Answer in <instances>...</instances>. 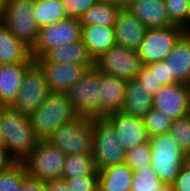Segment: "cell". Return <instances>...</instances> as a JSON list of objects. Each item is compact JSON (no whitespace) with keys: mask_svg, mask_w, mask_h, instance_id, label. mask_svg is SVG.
Listing matches in <instances>:
<instances>
[{"mask_svg":"<svg viewBox=\"0 0 190 191\" xmlns=\"http://www.w3.org/2000/svg\"><path fill=\"white\" fill-rule=\"evenodd\" d=\"M0 134L9 154L22 162L39 142L29 115L11 106H0Z\"/></svg>","mask_w":190,"mask_h":191,"instance_id":"obj_1","label":"cell"},{"mask_svg":"<svg viewBox=\"0 0 190 191\" xmlns=\"http://www.w3.org/2000/svg\"><path fill=\"white\" fill-rule=\"evenodd\" d=\"M77 116L65 93H51L45 102L29 115L39 141H47L61 124Z\"/></svg>","mask_w":190,"mask_h":191,"instance_id":"obj_2","label":"cell"},{"mask_svg":"<svg viewBox=\"0 0 190 191\" xmlns=\"http://www.w3.org/2000/svg\"><path fill=\"white\" fill-rule=\"evenodd\" d=\"M34 9L35 0H7L0 9V21L30 49L36 43L40 30Z\"/></svg>","mask_w":190,"mask_h":191,"instance_id":"obj_3","label":"cell"},{"mask_svg":"<svg viewBox=\"0 0 190 191\" xmlns=\"http://www.w3.org/2000/svg\"><path fill=\"white\" fill-rule=\"evenodd\" d=\"M47 141L65 155L92 154L93 119L77 116L61 124Z\"/></svg>","mask_w":190,"mask_h":191,"instance_id":"obj_4","label":"cell"},{"mask_svg":"<svg viewBox=\"0 0 190 191\" xmlns=\"http://www.w3.org/2000/svg\"><path fill=\"white\" fill-rule=\"evenodd\" d=\"M149 142L151 166L157 177L171 186L184 165L185 153L168 133L151 137Z\"/></svg>","mask_w":190,"mask_h":191,"instance_id":"obj_5","label":"cell"},{"mask_svg":"<svg viewBox=\"0 0 190 191\" xmlns=\"http://www.w3.org/2000/svg\"><path fill=\"white\" fill-rule=\"evenodd\" d=\"M124 149L115 128L106 118L93 119L92 157L97 171L125 162Z\"/></svg>","mask_w":190,"mask_h":191,"instance_id":"obj_6","label":"cell"},{"mask_svg":"<svg viewBox=\"0 0 190 191\" xmlns=\"http://www.w3.org/2000/svg\"><path fill=\"white\" fill-rule=\"evenodd\" d=\"M98 83L99 71L92 66L87 68L80 80L65 92L78 116L100 118Z\"/></svg>","mask_w":190,"mask_h":191,"instance_id":"obj_7","label":"cell"},{"mask_svg":"<svg viewBox=\"0 0 190 191\" xmlns=\"http://www.w3.org/2000/svg\"><path fill=\"white\" fill-rule=\"evenodd\" d=\"M51 94L40 64L33 60L23 76L22 87L11 107L30 115L34 113Z\"/></svg>","mask_w":190,"mask_h":191,"instance_id":"obj_8","label":"cell"},{"mask_svg":"<svg viewBox=\"0 0 190 191\" xmlns=\"http://www.w3.org/2000/svg\"><path fill=\"white\" fill-rule=\"evenodd\" d=\"M66 155L48 141H39L22 161L28 175L43 180L62 178Z\"/></svg>","mask_w":190,"mask_h":191,"instance_id":"obj_9","label":"cell"},{"mask_svg":"<svg viewBox=\"0 0 190 191\" xmlns=\"http://www.w3.org/2000/svg\"><path fill=\"white\" fill-rule=\"evenodd\" d=\"M82 39V25L78 18L60 20L40 28L36 43L30 49L34 60L42 57L49 49L71 44Z\"/></svg>","mask_w":190,"mask_h":191,"instance_id":"obj_10","label":"cell"},{"mask_svg":"<svg viewBox=\"0 0 190 191\" xmlns=\"http://www.w3.org/2000/svg\"><path fill=\"white\" fill-rule=\"evenodd\" d=\"M93 66L102 74L130 81L135 79L143 65L136 51L115 44L93 59Z\"/></svg>","mask_w":190,"mask_h":191,"instance_id":"obj_11","label":"cell"},{"mask_svg":"<svg viewBox=\"0 0 190 191\" xmlns=\"http://www.w3.org/2000/svg\"><path fill=\"white\" fill-rule=\"evenodd\" d=\"M184 33L185 31L177 25L147 29L140 46L136 50L142 65L163 61Z\"/></svg>","mask_w":190,"mask_h":191,"instance_id":"obj_12","label":"cell"},{"mask_svg":"<svg viewBox=\"0 0 190 191\" xmlns=\"http://www.w3.org/2000/svg\"><path fill=\"white\" fill-rule=\"evenodd\" d=\"M153 108L173 120L190 114V87L174 83L163 86L153 95Z\"/></svg>","mask_w":190,"mask_h":191,"instance_id":"obj_13","label":"cell"},{"mask_svg":"<svg viewBox=\"0 0 190 191\" xmlns=\"http://www.w3.org/2000/svg\"><path fill=\"white\" fill-rule=\"evenodd\" d=\"M42 67L45 80L51 93H65L70 87L78 82L87 69L79 64H60L46 62L42 57L35 59Z\"/></svg>","mask_w":190,"mask_h":191,"instance_id":"obj_14","label":"cell"},{"mask_svg":"<svg viewBox=\"0 0 190 191\" xmlns=\"http://www.w3.org/2000/svg\"><path fill=\"white\" fill-rule=\"evenodd\" d=\"M106 119L115 128L126 151L150 141L143 119L130 116L123 111L110 114Z\"/></svg>","mask_w":190,"mask_h":191,"instance_id":"obj_15","label":"cell"},{"mask_svg":"<svg viewBox=\"0 0 190 191\" xmlns=\"http://www.w3.org/2000/svg\"><path fill=\"white\" fill-rule=\"evenodd\" d=\"M168 70V85L190 84V34L185 32L163 60Z\"/></svg>","mask_w":190,"mask_h":191,"instance_id":"obj_16","label":"cell"},{"mask_svg":"<svg viewBox=\"0 0 190 191\" xmlns=\"http://www.w3.org/2000/svg\"><path fill=\"white\" fill-rule=\"evenodd\" d=\"M100 118L122 111L127 81L99 72Z\"/></svg>","mask_w":190,"mask_h":191,"instance_id":"obj_17","label":"cell"},{"mask_svg":"<svg viewBox=\"0 0 190 191\" xmlns=\"http://www.w3.org/2000/svg\"><path fill=\"white\" fill-rule=\"evenodd\" d=\"M147 28L128 9H120L114 24L116 44L136 51L140 46Z\"/></svg>","mask_w":190,"mask_h":191,"instance_id":"obj_18","label":"cell"},{"mask_svg":"<svg viewBox=\"0 0 190 191\" xmlns=\"http://www.w3.org/2000/svg\"><path fill=\"white\" fill-rule=\"evenodd\" d=\"M128 10L134 14L147 29L174 26L168 16L164 0H134Z\"/></svg>","mask_w":190,"mask_h":191,"instance_id":"obj_19","label":"cell"},{"mask_svg":"<svg viewBox=\"0 0 190 191\" xmlns=\"http://www.w3.org/2000/svg\"><path fill=\"white\" fill-rule=\"evenodd\" d=\"M30 63L0 64V106H11L16 100Z\"/></svg>","mask_w":190,"mask_h":191,"instance_id":"obj_20","label":"cell"},{"mask_svg":"<svg viewBox=\"0 0 190 191\" xmlns=\"http://www.w3.org/2000/svg\"><path fill=\"white\" fill-rule=\"evenodd\" d=\"M42 58L50 63H74L84 65L86 68L93 66V58L89 55L82 39L68 45L49 49Z\"/></svg>","mask_w":190,"mask_h":191,"instance_id":"obj_21","label":"cell"},{"mask_svg":"<svg viewBox=\"0 0 190 191\" xmlns=\"http://www.w3.org/2000/svg\"><path fill=\"white\" fill-rule=\"evenodd\" d=\"M30 48L14 37L0 21V64L32 62Z\"/></svg>","mask_w":190,"mask_h":191,"instance_id":"obj_22","label":"cell"},{"mask_svg":"<svg viewBox=\"0 0 190 191\" xmlns=\"http://www.w3.org/2000/svg\"><path fill=\"white\" fill-rule=\"evenodd\" d=\"M133 173L125 162L98 171L99 191H131Z\"/></svg>","mask_w":190,"mask_h":191,"instance_id":"obj_23","label":"cell"},{"mask_svg":"<svg viewBox=\"0 0 190 191\" xmlns=\"http://www.w3.org/2000/svg\"><path fill=\"white\" fill-rule=\"evenodd\" d=\"M82 40L89 55L95 59L116 44L114 27L101 25L82 27Z\"/></svg>","mask_w":190,"mask_h":191,"instance_id":"obj_24","label":"cell"},{"mask_svg":"<svg viewBox=\"0 0 190 191\" xmlns=\"http://www.w3.org/2000/svg\"><path fill=\"white\" fill-rule=\"evenodd\" d=\"M153 96L133 79L127 81L126 95L122 111L133 117L143 119L153 108Z\"/></svg>","mask_w":190,"mask_h":191,"instance_id":"obj_25","label":"cell"},{"mask_svg":"<svg viewBox=\"0 0 190 191\" xmlns=\"http://www.w3.org/2000/svg\"><path fill=\"white\" fill-rule=\"evenodd\" d=\"M120 8L111 5L105 0H99L79 18L82 27L101 25L114 27Z\"/></svg>","mask_w":190,"mask_h":191,"instance_id":"obj_26","label":"cell"},{"mask_svg":"<svg viewBox=\"0 0 190 191\" xmlns=\"http://www.w3.org/2000/svg\"><path fill=\"white\" fill-rule=\"evenodd\" d=\"M34 17L40 28L67 18L61 0H35Z\"/></svg>","mask_w":190,"mask_h":191,"instance_id":"obj_27","label":"cell"},{"mask_svg":"<svg viewBox=\"0 0 190 191\" xmlns=\"http://www.w3.org/2000/svg\"><path fill=\"white\" fill-rule=\"evenodd\" d=\"M98 175L92 154L66 155L62 178Z\"/></svg>","mask_w":190,"mask_h":191,"instance_id":"obj_28","label":"cell"},{"mask_svg":"<svg viewBox=\"0 0 190 191\" xmlns=\"http://www.w3.org/2000/svg\"><path fill=\"white\" fill-rule=\"evenodd\" d=\"M131 191H171V186L162 182L150 165L134 171Z\"/></svg>","mask_w":190,"mask_h":191,"instance_id":"obj_29","label":"cell"},{"mask_svg":"<svg viewBox=\"0 0 190 191\" xmlns=\"http://www.w3.org/2000/svg\"><path fill=\"white\" fill-rule=\"evenodd\" d=\"M26 175L22 162H16L9 169L0 171V191H21L22 180Z\"/></svg>","mask_w":190,"mask_h":191,"instance_id":"obj_30","label":"cell"},{"mask_svg":"<svg viewBox=\"0 0 190 191\" xmlns=\"http://www.w3.org/2000/svg\"><path fill=\"white\" fill-rule=\"evenodd\" d=\"M173 121L174 120L172 118L154 108H152L143 118L144 125L150 138L167 134Z\"/></svg>","mask_w":190,"mask_h":191,"instance_id":"obj_31","label":"cell"},{"mask_svg":"<svg viewBox=\"0 0 190 191\" xmlns=\"http://www.w3.org/2000/svg\"><path fill=\"white\" fill-rule=\"evenodd\" d=\"M168 134L177 142L185 154L190 152V114L175 119Z\"/></svg>","mask_w":190,"mask_h":191,"instance_id":"obj_32","label":"cell"},{"mask_svg":"<svg viewBox=\"0 0 190 191\" xmlns=\"http://www.w3.org/2000/svg\"><path fill=\"white\" fill-rule=\"evenodd\" d=\"M151 144L150 142L140 144L135 148L126 151L125 163L131 167L133 171L139 168L151 165Z\"/></svg>","mask_w":190,"mask_h":191,"instance_id":"obj_33","label":"cell"},{"mask_svg":"<svg viewBox=\"0 0 190 191\" xmlns=\"http://www.w3.org/2000/svg\"><path fill=\"white\" fill-rule=\"evenodd\" d=\"M164 2L171 22L187 32L188 0H164Z\"/></svg>","mask_w":190,"mask_h":191,"instance_id":"obj_34","label":"cell"},{"mask_svg":"<svg viewBox=\"0 0 190 191\" xmlns=\"http://www.w3.org/2000/svg\"><path fill=\"white\" fill-rule=\"evenodd\" d=\"M68 186L73 191H99V176L85 175L66 179Z\"/></svg>","mask_w":190,"mask_h":191,"instance_id":"obj_35","label":"cell"},{"mask_svg":"<svg viewBox=\"0 0 190 191\" xmlns=\"http://www.w3.org/2000/svg\"><path fill=\"white\" fill-rule=\"evenodd\" d=\"M135 80L138 82L140 87L144 88L147 93H150L152 96L158 92L163 85L158 83L153 73H150L149 69L143 65L135 77Z\"/></svg>","mask_w":190,"mask_h":191,"instance_id":"obj_36","label":"cell"},{"mask_svg":"<svg viewBox=\"0 0 190 191\" xmlns=\"http://www.w3.org/2000/svg\"><path fill=\"white\" fill-rule=\"evenodd\" d=\"M65 6L66 16L70 18H80L99 0H61Z\"/></svg>","mask_w":190,"mask_h":191,"instance_id":"obj_37","label":"cell"},{"mask_svg":"<svg viewBox=\"0 0 190 191\" xmlns=\"http://www.w3.org/2000/svg\"><path fill=\"white\" fill-rule=\"evenodd\" d=\"M171 191H190V169L185 165H183L175 182L171 185Z\"/></svg>","mask_w":190,"mask_h":191,"instance_id":"obj_38","label":"cell"},{"mask_svg":"<svg viewBox=\"0 0 190 191\" xmlns=\"http://www.w3.org/2000/svg\"><path fill=\"white\" fill-rule=\"evenodd\" d=\"M150 73H153L158 83H161L163 86L168 85V70L167 65L163 61L154 62L151 64L145 65Z\"/></svg>","mask_w":190,"mask_h":191,"instance_id":"obj_39","label":"cell"},{"mask_svg":"<svg viewBox=\"0 0 190 191\" xmlns=\"http://www.w3.org/2000/svg\"><path fill=\"white\" fill-rule=\"evenodd\" d=\"M21 191H45V181L27 174L22 180Z\"/></svg>","mask_w":190,"mask_h":191,"instance_id":"obj_40","label":"cell"},{"mask_svg":"<svg viewBox=\"0 0 190 191\" xmlns=\"http://www.w3.org/2000/svg\"><path fill=\"white\" fill-rule=\"evenodd\" d=\"M45 191H73L64 178H55L45 182Z\"/></svg>","mask_w":190,"mask_h":191,"instance_id":"obj_41","label":"cell"},{"mask_svg":"<svg viewBox=\"0 0 190 191\" xmlns=\"http://www.w3.org/2000/svg\"><path fill=\"white\" fill-rule=\"evenodd\" d=\"M17 161L9 154L3 144H0V171L9 169Z\"/></svg>","mask_w":190,"mask_h":191,"instance_id":"obj_42","label":"cell"},{"mask_svg":"<svg viewBox=\"0 0 190 191\" xmlns=\"http://www.w3.org/2000/svg\"><path fill=\"white\" fill-rule=\"evenodd\" d=\"M113 6H116L120 9H128L134 0H105Z\"/></svg>","mask_w":190,"mask_h":191,"instance_id":"obj_43","label":"cell"},{"mask_svg":"<svg viewBox=\"0 0 190 191\" xmlns=\"http://www.w3.org/2000/svg\"><path fill=\"white\" fill-rule=\"evenodd\" d=\"M190 29V0H188L187 7V31Z\"/></svg>","mask_w":190,"mask_h":191,"instance_id":"obj_44","label":"cell"},{"mask_svg":"<svg viewBox=\"0 0 190 191\" xmlns=\"http://www.w3.org/2000/svg\"><path fill=\"white\" fill-rule=\"evenodd\" d=\"M184 165L190 169V152L185 154Z\"/></svg>","mask_w":190,"mask_h":191,"instance_id":"obj_45","label":"cell"},{"mask_svg":"<svg viewBox=\"0 0 190 191\" xmlns=\"http://www.w3.org/2000/svg\"><path fill=\"white\" fill-rule=\"evenodd\" d=\"M7 0H0V9L5 5Z\"/></svg>","mask_w":190,"mask_h":191,"instance_id":"obj_46","label":"cell"},{"mask_svg":"<svg viewBox=\"0 0 190 191\" xmlns=\"http://www.w3.org/2000/svg\"><path fill=\"white\" fill-rule=\"evenodd\" d=\"M0 144H3V142H2V138H1V134H0Z\"/></svg>","mask_w":190,"mask_h":191,"instance_id":"obj_47","label":"cell"}]
</instances>
